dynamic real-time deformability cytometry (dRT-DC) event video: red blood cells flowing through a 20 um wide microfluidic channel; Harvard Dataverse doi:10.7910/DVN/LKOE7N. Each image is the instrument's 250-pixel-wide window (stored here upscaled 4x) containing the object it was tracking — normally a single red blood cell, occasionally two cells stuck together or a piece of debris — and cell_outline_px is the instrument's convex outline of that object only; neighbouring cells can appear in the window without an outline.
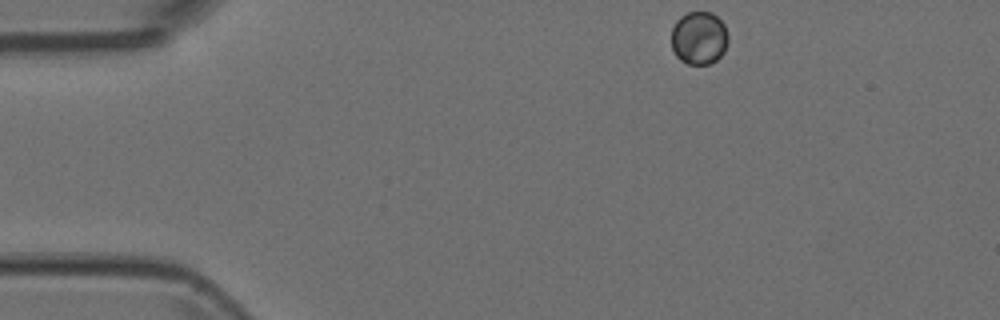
{"species": "Egyptian fruit bat (a non-hibernating species)", "species_latin": "Rousettus aegyptiacus", "temperature_condition": "room temperature", "stored_images_in_passage": 3, "camera_frame_rate_fps": 3000, "um_per_image_px": 0.085, "animal": {"sex": "female"}, "frame": {"image": 1, "passage_image": 1, "time_ms": 0.0, "image_size_px": [1000, 320], "cell_outline_px": [[728, 40], [724, 52], [716, 60], [708, 64], [688, 64], [680, 60], [676, 56], [672, 48], [672, 28], [676, 20], [680, 16], [688, 12], [712, 12], [724, 24], [728, 32]], "centroid_in_image_um": [59.42, 3.22], "position_along_channel_um": 25.6, "area_um2": 17.69}}